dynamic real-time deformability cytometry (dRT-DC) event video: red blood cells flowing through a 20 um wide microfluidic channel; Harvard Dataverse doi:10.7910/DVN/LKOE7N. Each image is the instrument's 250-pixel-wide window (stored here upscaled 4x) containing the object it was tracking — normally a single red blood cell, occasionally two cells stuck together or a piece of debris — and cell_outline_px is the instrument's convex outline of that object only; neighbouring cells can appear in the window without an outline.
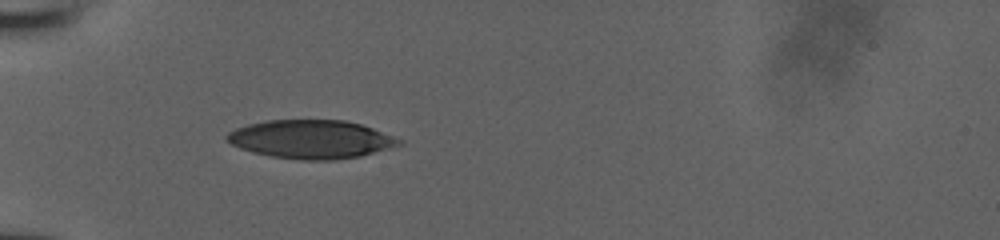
{"species": "human", "species_latin": "Homo sapiens", "temperature_condition": "room temperature", "stored_images_in_passage": 35, "camera_frame_rate_fps": 3000, "um_per_image_px": 0.085, "donor": {"sex": "male"}, "frame": {"image": 1, "passage_image": 1, "time_ms": 0.0, "image_size_px": [1000, 240], "cell_outline_px": [[404, 144], [360, 156], [332, 160], [300, 160], [272, 156], [252, 152], [240, 148], [232, 144], [224, 136], [228, 132], [236, 128], [248, 124], [268, 120], [344, 120], [360, 124], [372, 128], [404, 140]], "centroid_in_image_um": [26.45, 11.84], "position_along_channel_um": 58.6, "area_um2": 38.55}}
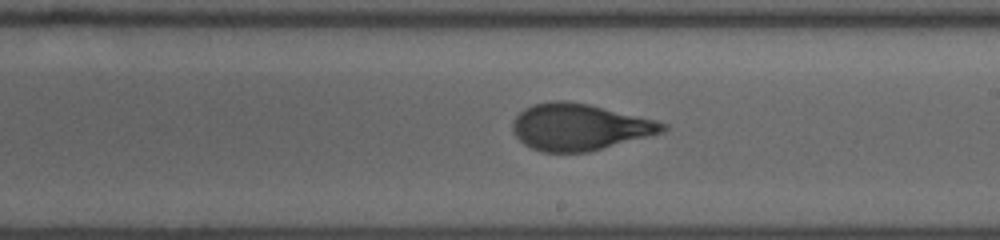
{"frame": {"image": 2, "passage_image": 15, "time_ms": 4.667, "image_size_px": [1000, 240], "cell_outline_px": [[668, 128], [664, 132], [588, 152], [544, 152], [532, 148], [524, 144], [512, 132], [512, 120], [524, 108], [532, 104], [552, 100], [564, 100], [588, 104], [656, 120], [668, 124]], "centroid_in_image_um": [49.24, 10.79], "position_along_channel_um": 239.8, "area_um2": 40.75}}
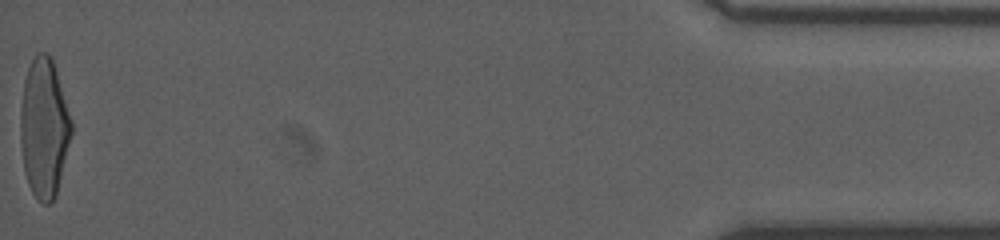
{"frame": {"image": 3, "passage_image": 35, "time_ms": 11.333, "image_size_px": [1000, 240], "cell_outline_px": [[72, 132], [56, 196], [48, 204], [44, 204], [32, 192], [28, 184], [24, 172], [20, 140], [20, 112], [24, 80], [28, 68], [36, 52], [48, 52], [52, 56], [72, 120]], "centroid_in_image_um": [3.74, 10.84], "position_along_channel_um": 431.5, "area_um2": 41.5}}